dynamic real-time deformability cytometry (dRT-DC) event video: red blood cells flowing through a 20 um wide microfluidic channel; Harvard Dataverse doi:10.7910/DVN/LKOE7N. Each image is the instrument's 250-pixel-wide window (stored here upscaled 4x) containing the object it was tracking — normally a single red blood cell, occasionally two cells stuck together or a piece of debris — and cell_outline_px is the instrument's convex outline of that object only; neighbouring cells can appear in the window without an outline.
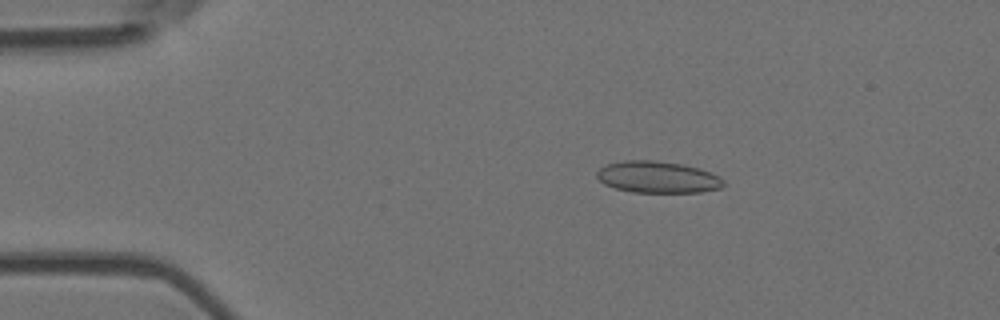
{"species": "Egyptian fruit bat (a non-hibernating species)", "species_latin": "Rousettus aegyptiacus", "temperature_condition": "room temperature", "stored_images_in_passage": 55, "camera_frame_rate_fps": 3000, "um_per_image_px": 0.085, "animal": {"sex": "female"}, "frame": {"image": 1, "passage_image": 10, "time_ms": 3.0, "image_size_px": [1000, 320], "cell_outline_px": [[724, 184], [720, 188], [700, 192], [632, 192], [616, 188], [604, 184], [596, 176], [596, 172], [600, 168], [608, 164], [624, 160], [656, 160], [680, 164], [700, 168], [720, 176], [724, 180]], "centroid_in_image_um": [55.91, 15.05], "position_along_channel_um": 29.1, "area_um2": 23.35}}
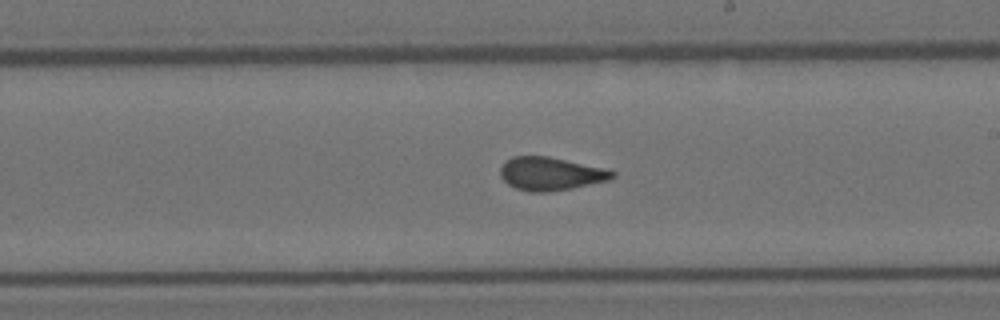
{"frame": {"image": 2, "passage_image": 32, "time_ms": 10.333, "image_size_px": [1000, 320], "cell_outline_px": [[616, 176], [612, 180], [572, 188], [548, 192], [528, 192], [516, 188], [508, 184], [500, 176], [500, 168], [504, 160], [512, 156], [548, 156], [608, 168], [616, 172]], "centroid_in_image_um": [46.84, 14.76], "position_along_channel_um": 242.2, "area_um2": 22.14}}
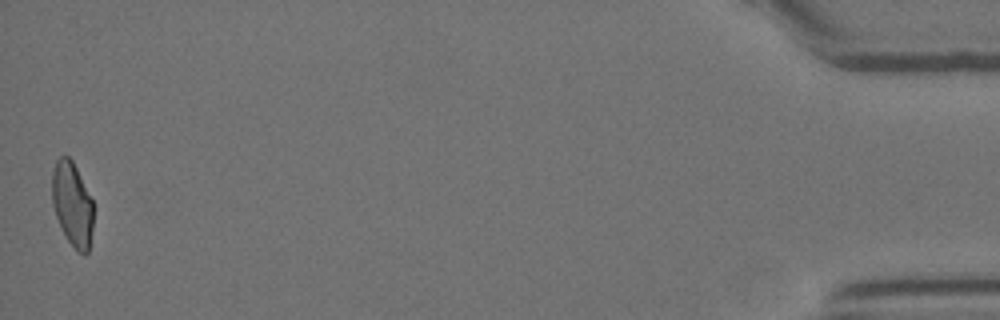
{"frame": {"image": 3, "passage_image": 55, "time_ms": 18.0, "image_size_px": [1000, 320], "cell_outline_px": [[92, 228], [88, 252], [84, 256], [76, 252], [68, 240], [56, 216], [52, 204], [52, 172], [56, 160], [60, 156], [68, 156], [72, 160], [92, 200]], "centroid_in_image_um": [6.13, 17.37], "position_along_channel_um": 429.1, "area_um2": 20.06}, "authors_computed_cell_mechanics": {"area_um2": 21.7906, "velocity_mm_per_s": 3.6589, "shape_relaxation_time_tau1_ms": null, "shape_relaxation_time_tau2_ms": 1.0852, "deformation_change_tau1": null, "deformation_change_tau2": 0.0704}}